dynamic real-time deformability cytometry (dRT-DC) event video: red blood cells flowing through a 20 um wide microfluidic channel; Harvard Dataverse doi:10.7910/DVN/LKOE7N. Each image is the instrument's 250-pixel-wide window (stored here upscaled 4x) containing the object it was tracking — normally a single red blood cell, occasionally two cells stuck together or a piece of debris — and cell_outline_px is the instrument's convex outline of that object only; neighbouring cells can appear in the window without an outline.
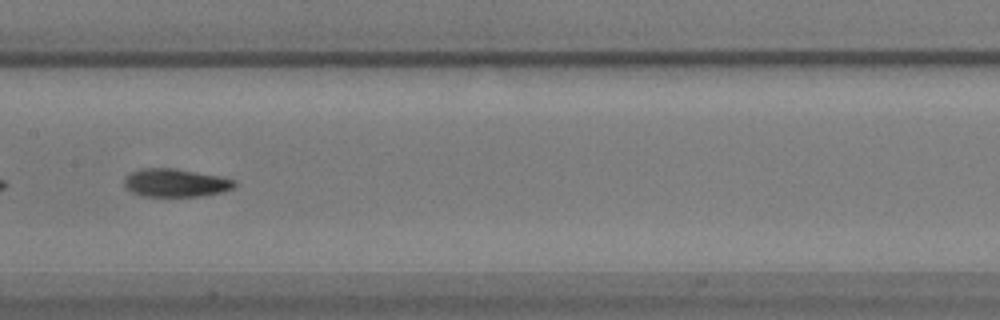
{"species": "common noctule bat (a hibernating species)", "species_latin": "Nyctalus noctula", "temperature_condition": "warm", "stored_images_in_passage": 37, "camera_frame_rate_fps": 3000, "um_per_image_px": 0.085, "animal": {"sex": "male", "body_mass_g": 17.9}, "frame": {"image": 1, "passage_image": 11, "time_ms": 3.333, "image_size_px": [1000, 320], "cell_outline_px": [[236, 184], [232, 188], [220, 192], [200, 196], [144, 196], [132, 192], [124, 184], [124, 176], [132, 172], [144, 168], [176, 168], [236, 180]], "centroid_in_image_um": [14.89, 15.53], "position_along_channel_um": 192.5, "area_um2": 17.8}, "authors_computed_cell_mechanics": {"area_um2": 17.8602, "velocity_mm_per_s": 3.5929, "shape_relaxation_time_tau1_ms": 2.8839, "shape_relaxation_time_tau2_ms": 7.7841, "deformation_change_tau1": 0.1378, "deformation_change_tau2": 0.129}}